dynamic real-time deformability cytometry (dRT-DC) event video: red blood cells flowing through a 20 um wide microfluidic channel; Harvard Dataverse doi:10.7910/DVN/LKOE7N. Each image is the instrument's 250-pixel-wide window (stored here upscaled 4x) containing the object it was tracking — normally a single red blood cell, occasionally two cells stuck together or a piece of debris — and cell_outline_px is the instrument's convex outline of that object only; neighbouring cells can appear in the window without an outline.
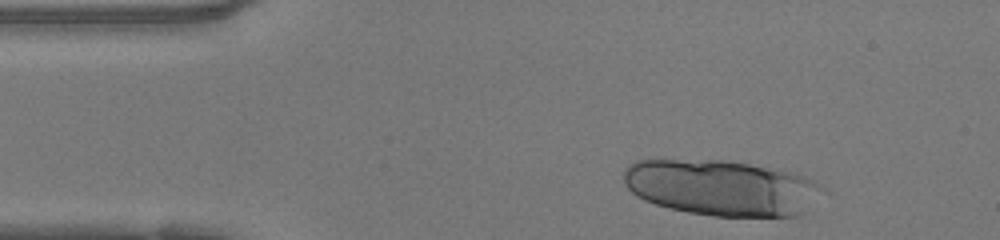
{"species": "human", "species_latin": "Homo sapiens", "temperature_condition": "warm", "stored_images_in_passage": 9, "camera_frame_rate_fps": 3000, "um_per_image_px": 0.085, "donor": {"sex": "female"}, "frame": {"image": 1, "passage_image": 2, "time_ms": 0.333, "image_size_px": [1000, 240], "cell_outline_px": [[824, 188], [800, 216], [712, 216], [688, 212], [656, 204], [644, 200], [636, 196], [624, 184], [624, 168], [628, 164], [636, 160], [660, 156], [728, 160], [776, 168], [792, 172], [804, 176], [820, 184]], "centroid_in_image_um": [61.22, 15.89], "position_along_channel_um": 23.8, "area_um2": 66.01}}